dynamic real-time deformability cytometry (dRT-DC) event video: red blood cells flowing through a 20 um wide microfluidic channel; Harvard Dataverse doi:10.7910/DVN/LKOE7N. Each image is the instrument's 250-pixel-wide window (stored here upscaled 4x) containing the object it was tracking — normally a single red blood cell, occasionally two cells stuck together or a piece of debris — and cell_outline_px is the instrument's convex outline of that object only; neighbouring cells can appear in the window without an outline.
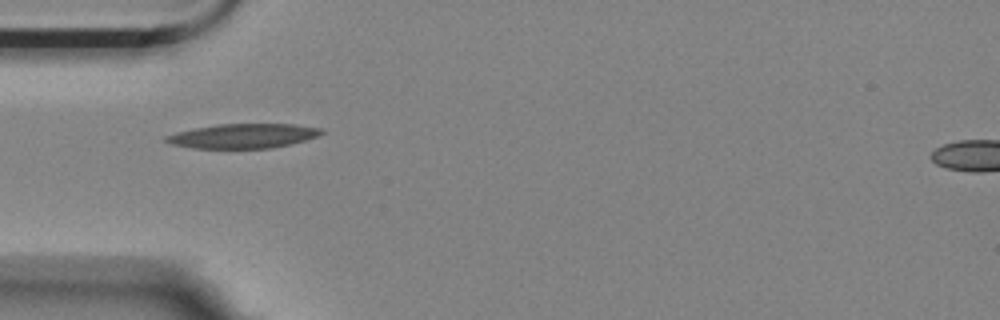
{"species": "Egyptian fruit bat (a non-hibernating species)", "species_latin": "Rousettus aegyptiacus", "temperature_condition": "room temperature", "stored_images_in_passage": 1, "camera_frame_rate_fps": 3000, "um_per_image_px": 0.085, "animal": {"sex": "female"}, "frame": {"image": 1, "passage_image": 1, "time_ms": 0.0, "image_size_px": [1000, 320], "cell_outline_px": [[324, 132], [320, 136], [292, 144], [272, 148], [192, 148], [172, 144], [164, 140], [164, 136], [176, 132], [192, 128], [216, 124], [292, 124], [320, 128]], "centroid_in_image_um": [20.66, 11.55], "position_along_channel_um": 64.3, "area_um2": 22.31}}